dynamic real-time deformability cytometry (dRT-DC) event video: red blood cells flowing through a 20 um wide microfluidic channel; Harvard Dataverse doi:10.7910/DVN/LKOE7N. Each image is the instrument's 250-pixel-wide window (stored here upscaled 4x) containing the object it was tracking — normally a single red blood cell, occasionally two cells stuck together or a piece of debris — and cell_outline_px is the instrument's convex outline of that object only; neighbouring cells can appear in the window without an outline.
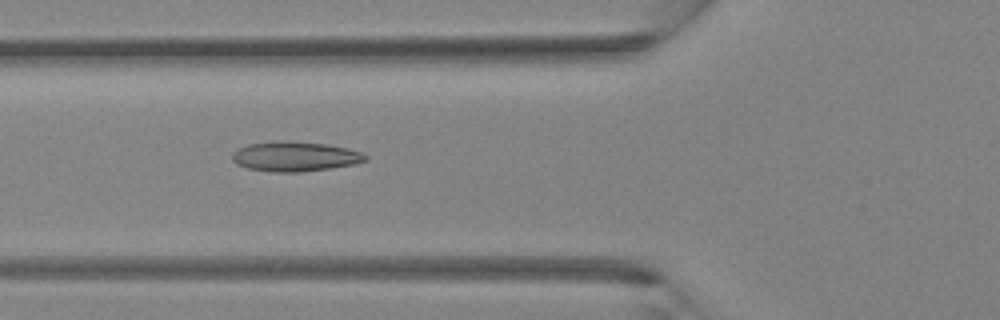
{"species": "Egyptian fruit bat (a non-hibernating species)", "species_latin": "Rousettus aegyptiacus", "temperature_condition": "room temperature", "stored_images_in_passage": 37, "camera_frame_rate_fps": 3000, "um_per_image_px": 0.085, "animal": {"sex": "female"}, "frame": {"image": 1, "passage_image": 12, "time_ms": 3.667, "image_size_px": [1000, 320], "cell_outline_px": [[368, 160], [356, 164], [300, 172], [272, 172], [248, 168], [236, 164], [232, 160], [232, 152], [248, 144], [276, 140], [328, 144], [348, 148], [360, 152], [368, 156]], "centroid_in_image_um": [25.07, 13.3], "position_along_channel_um": 100.7, "area_um2": 23.18}}
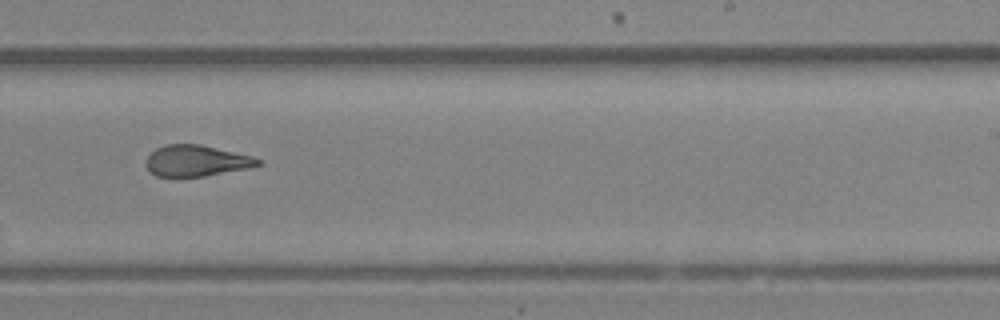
{"frame": {"image": 2, "passage_image": 22, "time_ms": 7.0, "image_size_px": [1000, 320], "cell_outline_px": [[260, 164], [248, 168], [204, 176], [156, 176], [144, 164], [144, 160], [156, 148], [168, 144], [200, 144], [252, 156], [260, 160]], "centroid_in_image_um": [16.66, 13.66], "position_along_channel_um": 272.3, "area_um2": 20.06}}
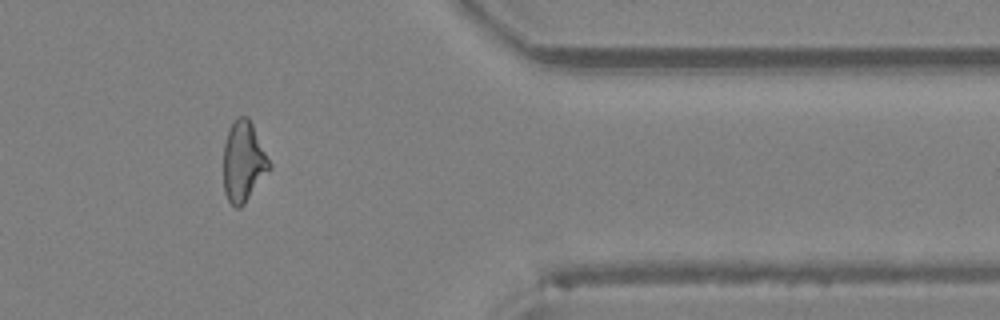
{"frame": {"image": 3, "passage_image": 30, "time_ms": 9.667, "image_size_px": [1000, 320], "cell_outline_px": [[272, 168], [244, 204], [240, 208], [236, 208], [228, 200], [224, 192], [224, 144], [228, 132], [236, 116], [248, 116], [272, 164]], "centroid_in_image_um": [20.71, 13.75], "position_along_channel_um": 390.7, "area_um2": 21.56}}